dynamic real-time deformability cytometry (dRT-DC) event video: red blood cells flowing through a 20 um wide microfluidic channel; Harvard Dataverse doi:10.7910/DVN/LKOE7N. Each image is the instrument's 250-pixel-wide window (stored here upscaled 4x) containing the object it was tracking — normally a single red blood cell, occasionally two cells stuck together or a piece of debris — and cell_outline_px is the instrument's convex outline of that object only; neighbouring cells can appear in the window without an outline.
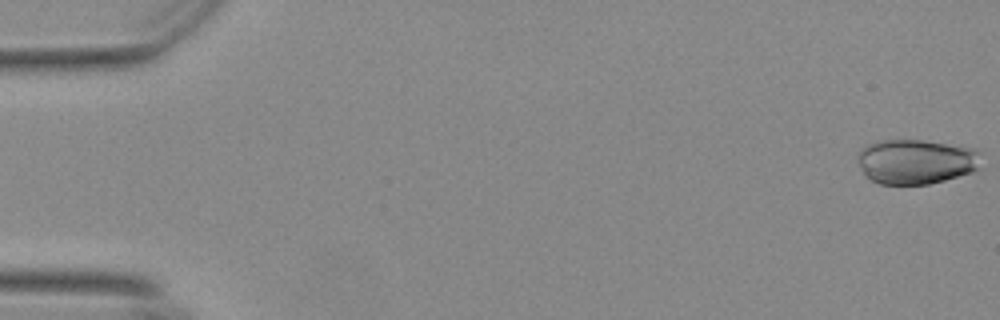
{"species": "Egyptian fruit bat (a non-hibernating species)", "species_latin": "Rousettus aegyptiacus", "temperature_condition": "warm", "stored_images_in_passage": 56, "camera_frame_rate_fps": 3000, "um_per_image_px": 0.085, "animal": {"sex": "female"}, "frame": {"image": 1, "passage_image": 1, "time_ms": 0.0, "image_size_px": [1000, 320], "cell_outline_px": [[980, 168], [972, 172], [944, 180], [928, 184], [880, 184], [864, 176], [860, 164], [860, 152], [868, 144], [880, 140], [924, 140], [972, 148], [976, 152]], "centroid_in_image_um": [77.84, 13.74], "position_along_channel_um": 7.2, "area_um2": 31.73}}
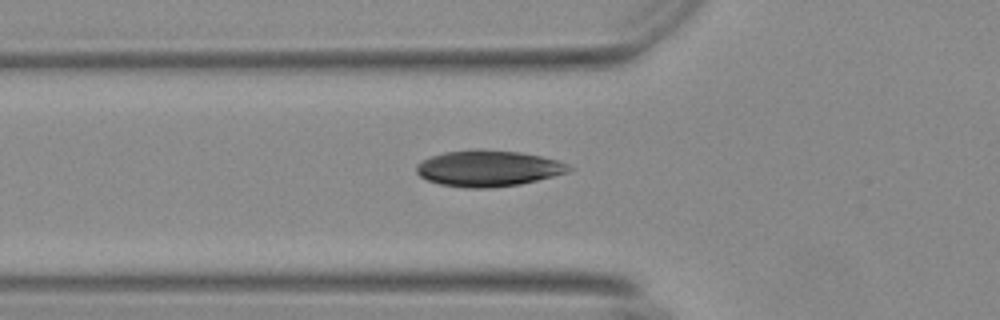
{"frame": {"image": 2, "passage_image": 20, "time_ms": 6.333, "image_size_px": [1000, 320], "cell_outline_px": [[576, 168], [568, 172], [520, 184], [492, 188], [464, 188], [440, 184], [428, 180], [420, 176], [416, 172], [416, 164], [432, 156], [444, 152], [520, 152], [540, 156], [556, 160], [568, 164]], "centroid_in_image_um": [41.52, 14.36], "position_along_channel_um": 84.3, "area_um2": 31.1}}
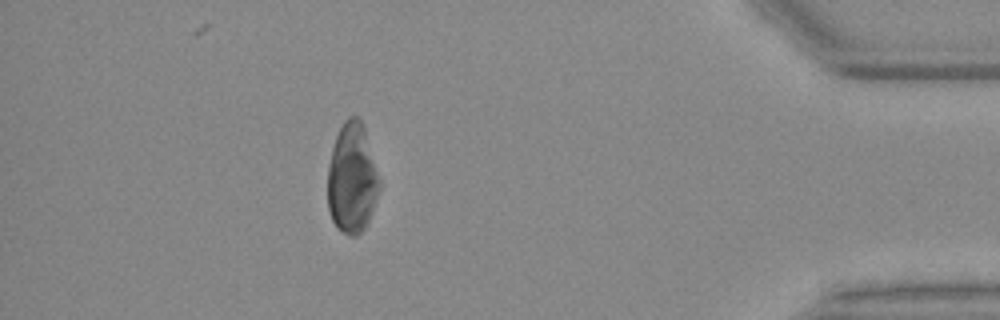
{"frame": {"image": 3, "passage_image": 50, "time_ms": 16.333, "image_size_px": [1000, 320], "cell_outline_px": [[380, 188], [368, 220], [364, 228], [356, 236], [348, 236], [336, 228], [332, 220], [328, 208], [328, 164], [332, 148], [336, 136], [344, 120], [348, 116], [356, 116], [360, 120], [364, 128], [380, 180]], "centroid_in_image_um": [29.9, 15.18], "position_along_channel_um": 405.3, "area_um2": 33.06}}